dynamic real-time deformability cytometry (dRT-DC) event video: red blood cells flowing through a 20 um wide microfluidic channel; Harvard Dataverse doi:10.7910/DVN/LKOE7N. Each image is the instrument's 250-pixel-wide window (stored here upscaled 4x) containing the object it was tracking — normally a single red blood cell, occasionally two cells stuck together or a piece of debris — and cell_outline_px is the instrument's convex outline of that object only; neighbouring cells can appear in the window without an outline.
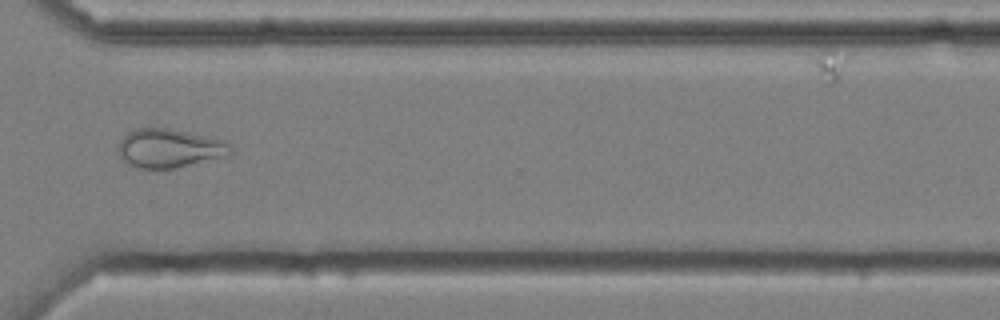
{"species": "common noctule bat (a hibernating species)", "species_latin": "Nyctalus noctula", "temperature_condition": "cold", "stored_images_in_passage": 47, "camera_frame_rate_fps": 3000, "um_per_image_px": 0.085, "animal": {"sex": "male", "body_mass_g": 20.4}, "frame": {"image": 1, "passage_image": 40, "time_ms": 13.0, "image_size_px": [1000, 320], "cell_outline_px": [[232, 152], [228, 156], [176, 168], [140, 168], [124, 160], [120, 156], [120, 140], [132, 128], [168, 128], [208, 136], [224, 140], [232, 144]], "centroid_in_image_um": [14.47, 12.59], "position_along_channel_um": 356.1, "area_um2": 25.32}}